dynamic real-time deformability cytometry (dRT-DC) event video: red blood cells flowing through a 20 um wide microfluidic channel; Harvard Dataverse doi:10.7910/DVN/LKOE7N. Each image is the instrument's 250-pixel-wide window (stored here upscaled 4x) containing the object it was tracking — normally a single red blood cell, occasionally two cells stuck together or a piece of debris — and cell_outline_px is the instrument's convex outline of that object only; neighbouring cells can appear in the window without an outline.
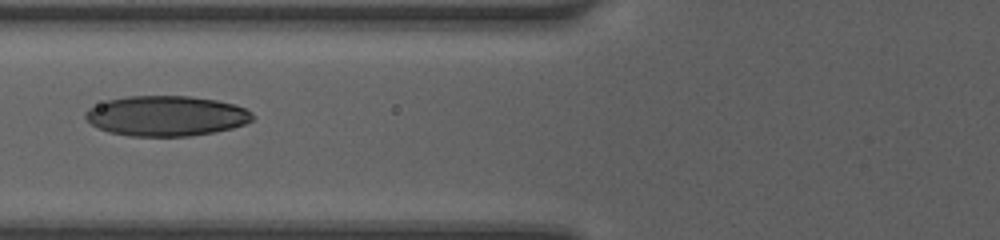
{"species": "human", "species_latin": "Homo sapiens", "temperature_condition": "room temperature", "stored_images_in_passage": 7, "camera_frame_rate_fps": 3000, "um_per_image_px": 0.085, "donor": {"sex": "female"}, "frame": {"image": 1, "passage_image": 7, "time_ms": 2.0, "image_size_px": [1000, 240], "cell_outline_px": [[252, 120], [244, 124], [232, 128], [212, 132], [188, 136], [128, 136], [108, 132], [92, 124], [84, 116], [84, 112], [88, 108], [108, 100], [128, 96], [192, 96], [216, 100], [236, 104], [252, 112]], "centroid_in_image_um": [14.12, 9.85], "position_along_channel_um": 111.7, "area_um2": 39.07}}